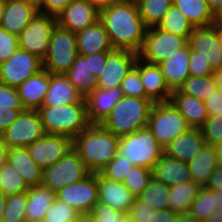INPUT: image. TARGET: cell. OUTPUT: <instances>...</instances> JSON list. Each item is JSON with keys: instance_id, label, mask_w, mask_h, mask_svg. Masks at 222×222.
Returning a JSON list of instances; mask_svg holds the SVG:
<instances>
[{"instance_id": "cell-58", "label": "cell", "mask_w": 222, "mask_h": 222, "mask_svg": "<svg viewBox=\"0 0 222 222\" xmlns=\"http://www.w3.org/2000/svg\"><path fill=\"white\" fill-rule=\"evenodd\" d=\"M89 1L99 12L103 9L110 7L117 0H87Z\"/></svg>"}, {"instance_id": "cell-16", "label": "cell", "mask_w": 222, "mask_h": 222, "mask_svg": "<svg viewBox=\"0 0 222 222\" xmlns=\"http://www.w3.org/2000/svg\"><path fill=\"white\" fill-rule=\"evenodd\" d=\"M191 50L198 51L199 55L207 59L213 71L222 66V46L216 28L208 27L194 28L188 38Z\"/></svg>"}, {"instance_id": "cell-65", "label": "cell", "mask_w": 222, "mask_h": 222, "mask_svg": "<svg viewBox=\"0 0 222 222\" xmlns=\"http://www.w3.org/2000/svg\"><path fill=\"white\" fill-rule=\"evenodd\" d=\"M214 78L216 80V84L220 91H222V66L221 68L214 71Z\"/></svg>"}, {"instance_id": "cell-61", "label": "cell", "mask_w": 222, "mask_h": 222, "mask_svg": "<svg viewBox=\"0 0 222 222\" xmlns=\"http://www.w3.org/2000/svg\"><path fill=\"white\" fill-rule=\"evenodd\" d=\"M7 147L4 143L3 135H0V167L5 163L6 161V152Z\"/></svg>"}, {"instance_id": "cell-17", "label": "cell", "mask_w": 222, "mask_h": 222, "mask_svg": "<svg viewBox=\"0 0 222 222\" xmlns=\"http://www.w3.org/2000/svg\"><path fill=\"white\" fill-rule=\"evenodd\" d=\"M100 12L87 0H74L58 16L57 24L73 33L95 24Z\"/></svg>"}, {"instance_id": "cell-44", "label": "cell", "mask_w": 222, "mask_h": 222, "mask_svg": "<svg viewBox=\"0 0 222 222\" xmlns=\"http://www.w3.org/2000/svg\"><path fill=\"white\" fill-rule=\"evenodd\" d=\"M78 214L73 207L56 198L46 211L43 222H73Z\"/></svg>"}, {"instance_id": "cell-45", "label": "cell", "mask_w": 222, "mask_h": 222, "mask_svg": "<svg viewBox=\"0 0 222 222\" xmlns=\"http://www.w3.org/2000/svg\"><path fill=\"white\" fill-rule=\"evenodd\" d=\"M120 88L124 96L149 99L145 94L140 72L135 66L123 79Z\"/></svg>"}, {"instance_id": "cell-11", "label": "cell", "mask_w": 222, "mask_h": 222, "mask_svg": "<svg viewBox=\"0 0 222 222\" xmlns=\"http://www.w3.org/2000/svg\"><path fill=\"white\" fill-rule=\"evenodd\" d=\"M38 110H23L18 118L4 131L7 148L28 147L45 135Z\"/></svg>"}, {"instance_id": "cell-24", "label": "cell", "mask_w": 222, "mask_h": 222, "mask_svg": "<svg viewBox=\"0 0 222 222\" xmlns=\"http://www.w3.org/2000/svg\"><path fill=\"white\" fill-rule=\"evenodd\" d=\"M190 47L187 44L184 48L170 54L158 66L163 73L166 84L171 90L178 87L190 76L189 72Z\"/></svg>"}, {"instance_id": "cell-53", "label": "cell", "mask_w": 222, "mask_h": 222, "mask_svg": "<svg viewBox=\"0 0 222 222\" xmlns=\"http://www.w3.org/2000/svg\"><path fill=\"white\" fill-rule=\"evenodd\" d=\"M109 52L111 51H102L92 55H81L85 60H88L89 71L95 78L101 75Z\"/></svg>"}, {"instance_id": "cell-35", "label": "cell", "mask_w": 222, "mask_h": 222, "mask_svg": "<svg viewBox=\"0 0 222 222\" xmlns=\"http://www.w3.org/2000/svg\"><path fill=\"white\" fill-rule=\"evenodd\" d=\"M178 90L183 94L199 98L203 102L219 90L214 75L210 76H189L179 87Z\"/></svg>"}, {"instance_id": "cell-48", "label": "cell", "mask_w": 222, "mask_h": 222, "mask_svg": "<svg viewBox=\"0 0 222 222\" xmlns=\"http://www.w3.org/2000/svg\"><path fill=\"white\" fill-rule=\"evenodd\" d=\"M18 48V36L0 27V63L8 60Z\"/></svg>"}, {"instance_id": "cell-59", "label": "cell", "mask_w": 222, "mask_h": 222, "mask_svg": "<svg viewBox=\"0 0 222 222\" xmlns=\"http://www.w3.org/2000/svg\"><path fill=\"white\" fill-rule=\"evenodd\" d=\"M210 10L216 16L222 9V0H206Z\"/></svg>"}, {"instance_id": "cell-25", "label": "cell", "mask_w": 222, "mask_h": 222, "mask_svg": "<svg viewBox=\"0 0 222 222\" xmlns=\"http://www.w3.org/2000/svg\"><path fill=\"white\" fill-rule=\"evenodd\" d=\"M78 55H92L102 51H112L108 33L98 20L95 24L76 33Z\"/></svg>"}, {"instance_id": "cell-62", "label": "cell", "mask_w": 222, "mask_h": 222, "mask_svg": "<svg viewBox=\"0 0 222 222\" xmlns=\"http://www.w3.org/2000/svg\"><path fill=\"white\" fill-rule=\"evenodd\" d=\"M176 222H202L195 216L190 215L189 213L186 214H179L177 216Z\"/></svg>"}, {"instance_id": "cell-13", "label": "cell", "mask_w": 222, "mask_h": 222, "mask_svg": "<svg viewBox=\"0 0 222 222\" xmlns=\"http://www.w3.org/2000/svg\"><path fill=\"white\" fill-rule=\"evenodd\" d=\"M56 198L73 207L78 213L91 212L98 203L97 173L66 185L56 192Z\"/></svg>"}, {"instance_id": "cell-72", "label": "cell", "mask_w": 222, "mask_h": 222, "mask_svg": "<svg viewBox=\"0 0 222 222\" xmlns=\"http://www.w3.org/2000/svg\"><path fill=\"white\" fill-rule=\"evenodd\" d=\"M123 222H133V221L127 216Z\"/></svg>"}, {"instance_id": "cell-68", "label": "cell", "mask_w": 222, "mask_h": 222, "mask_svg": "<svg viewBox=\"0 0 222 222\" xmlns=\"http://www.w3.org/2000/svg\"><path fill=\"white\" fill-rule=\"evenodd\" d=\"M213 26L216 28L219 39H220V44L222 46V22H215Z\"/></svg>"}, {"instance_id": "cell-56", "label": "cell", "mask_w": 222, "mask_h": 222, "mask_svg": "<svg viewBox=\"0 0 222 222\" xmlns=\"http://www.w3.org/2000/svg\"><path fill=\"white\" fill-rule=\"evenodd\" d=\"M178 214L171 209L154 210L152 209L151 222H176Z\"/></svg>"}, {"instance_id": "cell-23", "label": "cell", "mask_w": 222, "mask_h": 222, "mask_svg": "<svg viewBox=\"0 0 222 222\" xmlns=\"http://www.w3.org/2000/svg\"><path fill=\"white\" fill-rule=\"evenodd\" d=\"M50 84V73L44 69L29 77L17 87L24 109L38 110L43 106Z\"/></svg>"}, {"instance_id": "cell-51", "label": "cell", "mask_w": 222, "mask_h": 222, "mask_svg": "<svg viewBox=\"0 0 222 222\" xmlns=\"http://www.w3.org/2000/svg\"><path fill=\"white\" fill-rule=\"evenodd\" d=\"M127 216L133 222H151L152 219V208L147 206L139 197H135L134 203L131 206Z\"/></svg>"}, {"instance_id": "cell-19", "label": "cell", "mask_w": 222, "mask_h": 222, "mask_svg": "<svg viewBox=\"0 0 222 222\" xmlns=\"http://www.w3.org/2000/svg\"><path fill=\"white\" fill-rule=\"evenodd\" d=\"M123 96L120 87L93 90L85 98L90 124H102Z\"/></svg>"}, {"instance_id": "cell-1", "label": "cell", "mask_w": 222, "mask_h": 222, "mask_svg": "<svg viewBox=\"0 0 222 222\" xmlns=\"http://www.w3.org/2000/svg\"><path fill=\"white\" fill-rule=\"evenodd\" d=\"M99 20L114 49L139 53L144 42V25L135 0H117L100 11Z\"/></svg>"}, {"instance_id": "cell-32", "label": "cell", "mask_w": 222, "mask_h": 222, "mask_svg": "<svg viewBox=\"0 0 222 222\" xmlns=\"http://www.w3.org/2000/svg\"><path fill=\"white\" fill-rule=\"evenodd\" d=\"M173 4L185 15L194 28L208 27L216 22L206 0H173Z\"/></svg>"}, {"instance_id": "cell-38", "label": "cell", "mask_w": 222, "mask_h": 222, "mask_svg": "<svg viewBox=\"0 0 222 222\" xmlns=\"http://www.w3.org/2000/svg\"><path fill=\"white\" fill-rule=\"evenodd\" d=\"M144 25L156 26L172 6L173 0H135Z\"/></svg>"}, {"instance_id": "cell-37", "label": "cell", "mask_w": 222, "mask_h": 222, "mask_svg": "<svg viewBox=\"0 0 222 222\" xmlns=\"http://www.w3.org/2000/svg\"><path fill=\"white\" fill-rule=\"evenodd\" d=\"M138 197L154 210L170 209L169 187L153 177Z\"/></svg>"}, {"instance_id": "cell-67", "label": "cell", "mask_w": 222, "mask_h": 222, "mask_svg": "<svg viewBox=\"0 0 222 222\" xmlns=\"http://www.w3.org/2000/svg\"><path fill=\"white\" fill-rule=\"evenodd\" d=\"M216 206L217 210L222 212V192L216 191Z\"/></svg>"}, {"instance_id": "cell-70", "label": "cell", "mask_w": 222, "mask_h": 222, "mask_svg": "<svg viewBox=\"0 0 222 222\" xmlns=\"http://www.w3.org/2000/svg\"><path fill=\"white\" fill-rule=\"evenodd\" d=\"M216 22H222V9L220 12L216 15Z\"/></svg>"}, {"instance_id": "cell-55", "label": "cell", "mask_w": 222, "mask_h": 222, "mask_svg": "<svg viewBox=\"0 0 222 222\" xmlns=\"http://www.w3.org/2000/svg\"><path fill=\"white\" fill-rule=\"evenodd\" d=\"M204 103L209 116L222 115V91H216Z\"/></svg>"}, {"instance_id": "cell-36", "label": "cell", "mask_w": 222, "mask_h": 222, "mask_svg": "<svg viewBox=\"0 0 222 222\" xmlns=\"http://www.w3.org/2000/svg\"><path fill=\"white\" fill-rule=\"evenodd\" d=\"M156 26L163 31L185 37L187 40L194 30L193 25L174 4Z\"/></svg>"}, {"instance_id": "cell-9", "label": "cell", "mask_w": 222, "mask_h": 222, "mask_svg": "<svg viewBox=\"0 0 222 222\" xmlns=\"http://www.w3.org/2000/svg\"><path fill=\"white\" fill-rule=\"evenodd\" d=\"M187 44L188 40L185 37L163 31L157 26L148 27L138 58L150 64H159Z\"/></svg>"}, {"instance_id": "cell-18", "label": "cell", "mask_w": 222, "mask_h": 222, "mask_svg": "<svg viewBox=\"0 0 222 222\" xmlns=\"http://www.w3.org/2000/svg\"><path fill=\"white\" fill-rule=\"evenodd\" d=\"M98 202L111 206L123 213H128L134 203L135 196L123 184L104 177L97 172Z\"/></svg>"}, {"instance_id": "cell-50", "label": "cell", "mask_w": 222, "mask_h": 222, "mask_svg": "<svg viewBox=\"0 0 222 222\" xmlns=\"http://www.w3.org/2000/svg\"><path fill=\"white\" fill-rule=\"evenodd\" d=\"M24 109L17 87L0 82V108Z\"/></svg>"}, {"instance_id": "cell-49", "label": "cell", "mask_w": 222, "mask_h": 222, "mask_svg": "<svg viewBox=\"0 0 222 222\" xmlns=\"http://www.w3.org/2000/svg\"><path fill=\"white\" fill-rule=\"evenodd\" d=\"M189 72L190 76H210L214 74V71L210 67L207 59L199 55L198 51H193L190 49L189 57Z\"/></svg>"}, {"instance_id": "cell-5", "label": "cell", "mask_w": 222, "mask_h": 222, "mask_svg": "<svg viewBox=\"0 0 222 222\" xmlns=\"http://www.w3.org/2000/svg\"><path fill=\"white\" fill-rule=\"evenodd\" d=\"M118 154L128 158L135 166L152 170L164 154V148L158 143L148 127H145L120 137Z\"/></svg>"}, {"instance_id": "cell-52", "label": "cell", "mask_w": 222, "mask_h": 222, "mask_svg": "<svg viewBox=\"0 0 222 222\" xmlns=\"http://www.w3.org/2000/svg\"><path fill=\"white\" fill-rule=\"evenodd\" d=\"M74 0H42L38 12L57 17Z\"/></svg>"}, {"instance_id": "cell-29", "label": "cell", "mask_w": 222, "mask_h": 222, "mask_svg": "<svg viewBox=\"0 0 222 222\" xmlns=\"http://www.w3.org/2000/svg\"><path fill=\"white\" fill-rule=\"evenodd\" d=\"M82 99V95L70 84L65 74L50 73V84L43 106H62L78 103Z\"/></svg>"}, {"instance_id": "cell-63", "label": "cell", "mask_w": 222, "mask_h": 222, "mask_svg": "<svg viewBox=\"0 0 222 222\" xmlns=\"http://www.w3.org/2000/svg\"><path fill=\"white\" fill-rule=\"evenodd\" d=\"M202 222H222V212L216 210L209 218Z\"/></svg>"}, {"instance_id": "cell-21", "label": "cell", "mask_w": 222, "mask_h": 222, "mask_svg": "<svg viewBox=\"0 0 222 222\" xmlns=\"http://www.w3.org/2000/svg\"><path fill=\"white\" fill-rule=\"evenodd\" d=\"M205 144L200 128H189L164 147V154L184 163L191 161Z\"/></svg>"}, {"instance_id": "cell-7", "label": "cell", "mask_w": 222, "mask_h": 222, "mask_svg": "<svg viewBox=\"0 0 222 222\" xmlns=\"http://www.w3.org/2000/svg\"><path fill=\"white\" fill-rule=\"evenodd\" d=\"M77 56L76 34L57 24L51 34L48 53L42 61L43 69L52 74H65Z\"/></svg>"}, {"instance_id": "cell-20", "label": "cell", "mask_w": 222, "mask_h": 222, "mask_svg": "<svg viewBox=\"0 0 222 222\" xmlns=\"http://www.w3.org/2000/svg\"><path fill=\"white\" fill-rule=\"evenodd\" d=\"M135 67L139 70L146 96L154 103L170 101L172 90L166 84L158 64H150L137 59Z\"/></svg>"}, {"instance_id": "cell-41", "label": "cell", "mask_w": 222, "mask_h": 222, "mask_svg": "<svg viewBox=\"0 0 222 222\" xmlns=\"http://www.w3.org/2000/svg\"><path fill=\"white\" fill-rule=\"evenodd\" d=\"M27 191L8 196L2 222H24L26 219Z\"/></svg>"}, {"instance_id": "cell-47", "label": "cell", "mask_w": 222, "mask_h": 222, "mask_svg": "<svg viewBox=\"0 0 222 222\" xmlns=\"http://www.w3.org/2000/svg\"><path fill=\"white\" fill-rule=\"evenodd\" d=\"M91 213L95 217L96 222H123L127 217L126 213L99 202L94 206Z\"/></svg>"}, {"instance_id": "cell-3", "label": "cell", "mask_w": 222, "mask_h": 222, "mask_svg": "<svg viewBox=\"0 0 222 222\" xmlns=\"http://www.w3.org/2000/svg\"><path fill=\"white\" fill-rule=\"evenodd\" d=\"M46 134L62 135L72 140L90 125L85 98L62 106L38 109Z\"/></svg>"}, {"instance_id": "cell-66", "label": "cell", "mask_w": 222, "mask_h": 222, "mask_svg": "<svg viewBox=\"0 0 222 222\" xmlns=\"http://www.w3.org/2000/svg\"><path fill=\"white\" fill-rule=\"evenodd\" d=\"M6 199H7V197L0 190V220L2 219V216L4 214L5 205H6Z\"/></svg>"}, {"instance_id": "cell-27", "label": "cell", "mask_w": 222, "mask_h": 222, "mask_svg": "<svg viewBox=\"0 0 222 222\" xmlns=\"http://www.w3.org/2000/svg\"><path fill=\"white\" fill-rule=\"evenodd\" d=\"M6 161L20 173L29 187L42 185L43 169L34 163L27 147L8 148Z\"/></svg>"}, {"instance_id": "cell-46", "label": "cell", "mask_w": 222, "mask_h": 222, "mask_svg": "<svg viewBox=\"0 0 222 222\" xmlns=\"http://www.w3.org/2000/svg\"><path fill=\"white\" fill-rule=\"evenodd\" d=\"M205 144L214 146L222 141V115L209 116L207 121L200 127Z\"/></svg>"}, {"instance_id": "cell-54", "label": "cell", "mask_w": 222, "mask_h": 222, "mask_svg": "<svg viewBox=\"0 0 222 222\" xmlns=\"http://www.w3.org/2000/svg\"><path fill=\"white\" fill-rule=\"evenodd\" d=\"M25 109L0 108V135L18 118Z\"/></svg>"}, {"instance_id": "cell-40", "label": "cell", "mask_w": 222, "mask_h": 222, "mask_svg": "<svg viewBox=\"0 0 222 222\" xmlns=\"http://www.w3.org/2000/svg\"><path fill=\"white\" fill-rule=\"evenodd\" d=\"M216 210V191L202 186L188 213L203 221L209 218Z\"/></svg>"}, {"instance_id": "cell-34", "label": "cell", "mask_w": 222, "mask_h": 222, "mask_svg": "<svg viewBox=\"0 0 222 222\" xmlns=\"http://www.w3.org/2000/svg\"><path fill=\"white\" fill-rule=\"evenodd\" d=\"M201 187L199 183L192 180L169 187L170 209L178 215L188 213Z\"/></svg>"}, {"instance_id": "cell-71", "label": "cell", "mask_w": 222, "mask_h": 222, "mask_svg": "<svg viewBox=\"0 0 222 222\" xmlns=\"http://www.w3.org/2000/svg\"><path fill=\"white\" fill-rule=\"evenodd\" d=\"M27 1L33 3L37 7L42 0H27Z\"/></svg>"}, {"instance_id": "cell-22", "label": "cell", "mask_w": 222, "mask_h": 222, "mask_svg": "<svg viewBox=\"0 0 222 222\" xmlns=\"http://www.w3.org/2000/svg\"><path fill=\"white\" fill-rule=\"evenodd\" d=\"M36 12H38L37 7L27 0H6L0 27L19 36Z\"/></svg>"}, {"instance_id": "cell-8", "label": "cell", "mask_w": 222, "mask_h": 222, "mask_svg": "<svg viewBox=\"0 0 222 222\" xmlns=\"http://www.w3.org/2000/svg\"><path fill=\"white\" fill-rule=\"evenodd\" d=\"M90 173L78 153L71 148L58 162L43 170L42 185L57 192L66 185L83 180Z\"/></svg>"}, {"instance_id": "cell-33", "label": "cell", "mask_w": 222, "mask_h": 222, "mask_svg": "<svg viewBox=\"0 0 222 222\" xmlns=\"http://www.w3.org/2000/svg\"><path fill=\"white\" fill-rule=\"evenodd\" d=\"M70 84L78 90L83 98H86L97 88V78L90 73L88 60L81 55L76 57L75 62L65 73Z\"/></svg>"}, {"instance_id": "cell-39", "label": "cell", "mask_w": 222, "mask_h": 222, "mask_svg": "<svg viewBox=\"0 0 222 222\" xmlns=\"http://www.w3.org/2000/svg\"><path fill=\"white\" fill-rule=\"evenodd\" d=\"M30 187L20 173L7 161L0 167V190L6 197L26 192Z\"/></svg>"}, {"instance_id": "cell-43", "label": "cell", "mask_w": 222, "mask_h": 222, "mask_svg": "<svg viewBox=\"0 0 222 222\" xmlns=\"http://www.w3.org/2000/svg\"><path fill=\"white\" fill-rule=\"evenodd\" d=\"M134 166L128 158L117 153L116 157L100 173L110 180L123 182Z\"/></svg>"}, {"instance_id": "cell-26", "label": "cell", "mask_w": 222, "mask_h": 222, "mask_svg": "<svg viewBox=\"0 0 222 222\" xmlns=\"http://www.w3.org/2000/svg\"><path fill=\"white\" fill-rule=\"evenodd\" d=\"M152 177L168 187L192 180L188 163L163 154L152 168Z\"/></svg>"}, {"instance_id": "cell-6", "label": "cell", "mask_w": 222, "mask_h": 222, "mask_svg": "<svg viewBox=\"0 0 222 222\" xmlns=\"http://www.w3.org/2000/svg\"><path fill=\"white\" fill-rule=\"evenodd\" d=\"M147 127L163 148L191 128L171 101L154 103Z\"/></svg>"}, {"instance_id": "cell-64", "label": "cell", "mask_w": 222, "mask_h": 222, "mask_svg": "<svg viewBox=\"0 0 222 222\" xmlns=\"http://www.w3.org/2000/svg\"><path fill=\"white\" fill-rule=\"evenodd\" d=\"M218 165L222 167V141L214 145Z\"/></svg>"}, {"instance_id": "cell-14", "label": "cell", "mask_w": 222, "mask_h": 222, "mask_svg": "<svg viewBox=\"0 0 222 222\" xmlns=\"http://www.w3.org/2000/svg\"><path fill=\"white\" fill-rule=\"evenodd\" d=\"M137 59L138 54L133 51L114 49L109 52L103 71L97 78V88L120 87L123 79L135 66Z\"/></svg>"}, {"instance_id": "cell-2", "label": "cell", "mask_w": 222, "mask_h": 222, "mask_svg": "<svg viewBox=\"0 0 222 222\" xmlns=\"http://www.w3.org/2000/svg\"><path fill=\"white\" fill-rule=\"evenodd\" d=\"M119 139L101 124H90L72 140V148L87 169L97 173L116 157Z\"/></svg>"}, {"instance_id": "cell-4", "label": "cell", "mask_w": 222, "mask_h": 222, "mask_svg": "<svg viewBox=\"0 0 222 222\" xmlns=\"http://www.w3.org/2000/svg\"><path fill=\"white\" fill-rule=\"evenodd\" d=\"M154 102L150 99L123 96L101 124L117 137H124L147 127Z\"/></svg>"}, {"instance_id": "cell-31", "label": "cell", "mask_w": 222, "mask_h": 222, "mask_svg": "<svg viewBox=\"0 0 222 222\" xmlns=\"http://www.w3.org/2000/svg\"><path fill=\"white\" fill-rule=\"evenodd\" d=\"M56 199V192L40 185L31 186L27 191L26 219L43 222L48 208Z\"/></svg>"}, {"instance_id": "cell-57", "label": "cell", "mask_w": 222, "mask_h": 222, "mask_svg": "<svg viewBox=\"0 0 222 222\" xmlns=\"http://www.w3.org/2000/svg\"><path fill=\"white\" fill-rule=\"evenodd\" d=\"M206 187L213 191L222 192V167L218 166L210 176Z\"/></svg>"}, {"instance_id": "cell-60", "label": "cell", "mask_w": 222, "mask_h": 222, "mask_svg": "<svg viewBox=\"0 0 222 222\" xmlns=\"http://www.w3.org/2000/svg\"><path fill=\"white\" fill-rule=\"evenodd\" d=\"M75 222H96V219L91 212H83L77 215Z\"/></svg>"}, {"instance_id": "cell-69", "label": "cell", "mask_w": 222, "mask_h": 222, "mask_svg": "<svg viewBox=\"0 0 222 222\" xmlns=\"http://www.w3.org/2000/svg\"><path fill=\"white\" fill-rule=\"evenodd\" d=\"M6 0H0V26L5 12Z\"/></svg>"}, {"instance_id": "cell-30", "label": "cell", "mask_w": 222, "mask_h": 222, "mask_svg": "<svg viewBox=\"0 0 222 222\" xmlns=\"http://www.w3.org/2000/svg\"><path fill=\"white\" fill-rule=\"evenodd\" d=\"M188 166L192 181L206 186L211 174L219 166L214 146L204 144L197 155L188 162Z\"/></svg>"}, {"instance_id": "cell-15", "label": "cell", "mask_w": 222, "mask_h": 222, "mask_svg": "<svg viewBox=\"0 0 222 222\" xmlns=\"http://www.w3.org/2000/svg\"><path fill=\"white\" fill-rule=\"evenodd\" d=\"M27 148L34 163L44 170L58 162L72 148V139L45 134Z\"/></svg>"}, {"instance_id": "cell-73", "label": "cell", "mask_w": 222, "mask_h": 222, "mask_svg": "<svg viewBox=\"0 0 222 222\" xmlns=\"http://www.w3.org/2000/svg\"><path fill=\"white\" fill-rule=\"evenodd\" d=\"M24 222H39V221L25 219V221H24Z\"/></svg>"}, {"instance_id": "cell-10", "label": "cell", "mask_w": 222, "mask_h": 222, "mask_svg": "<svg viewBox=\"0 0 222 222\" xmlns=\"http://www.w3.org/2000/svg\"><path fill=\"white\" fill-rule=\"evenodd\" d=\"M56 25L57 17L36 12L28 26L18 36L19 48L43 61L48 53L51 34Z\"/></svg>"}, {"instance_id": "cell-42", "label": "cell", "mask_w": 222, "mask_h": 222, "mask_svg": "<svg viewBox=\"0 0 222 222\" xmlns=\"http://www.w3.org/2000/svg\"><path fill=\"white\" fill-rule=\"evenodd\" d=\"M151 178L152 170L142 166H134L130 173L127 174L123 184L135 197H138L147 187Z\"/></svg>"}, {"instance_id": "cell-12", "label": "cell", "mask_w": 222, "mask_h": 222, "mask_svg": "<svg viewBox=\"0 0 222 222\" xmlns=\"http://www.w3.org/2000/svg\"><path fill=\"white\" fill-rule=\"evenodd\" d=\"M42 69L41 59L26 50L18 48L8 60L0 63V82L18 87Z\"/></svg>"}, {"instance_id": "cell-28", "label": "cell", "mask_w": 222, "mask_h": 222, "mask_svg": "<svg viewBox=\"0 0 222 222\" xmlns=\"http://www.w3.org/2000/svg\"><path fill=\"white\" fill-rule=\"evenodd\" d=\"M170 101L186 119L191 128H200L209 118L205 103L199 98L172 90Z\"/></svg>"}]
</instances>
